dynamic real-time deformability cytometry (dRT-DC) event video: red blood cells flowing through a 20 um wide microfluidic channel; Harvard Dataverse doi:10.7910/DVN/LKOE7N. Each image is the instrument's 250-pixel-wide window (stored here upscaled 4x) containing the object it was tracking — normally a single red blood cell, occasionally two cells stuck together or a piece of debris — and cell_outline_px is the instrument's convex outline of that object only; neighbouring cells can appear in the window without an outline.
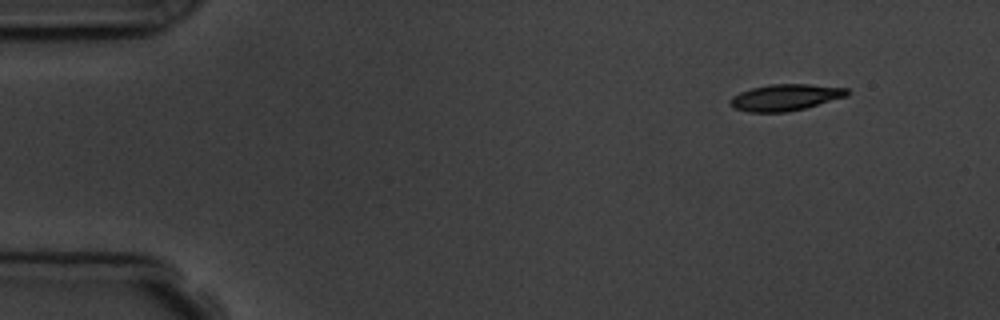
{"species": "common noctule bat (a hibernating species)", "species_latin": "Nyctalus noctula", "temperature_condition": "room temperature", "stored_images_in_passage": 4, "camera_frame_rate_fps": 3000, "um_per_image_px": 0.085, "animal": {"sex": "male", "body_mass_g": 19.5, "forearm_length_mm": 54.6}, "frame": {"image": 1, "passage_image": 1, "time_ms": 0.0, "image_size_px": [1000, 320], "cell_outline_px": [[848, 96], [804, 108], [788, 112], [748, 112], [732, 108], [728, 100], [732, 96], [740, 92], [752, 88], [768, 84], [808, 84], [848, 88]], "centroid_in_image_um": [66.72, 8.28], "position_along_channel_um": 18.3, "area_um2": 18.09}}